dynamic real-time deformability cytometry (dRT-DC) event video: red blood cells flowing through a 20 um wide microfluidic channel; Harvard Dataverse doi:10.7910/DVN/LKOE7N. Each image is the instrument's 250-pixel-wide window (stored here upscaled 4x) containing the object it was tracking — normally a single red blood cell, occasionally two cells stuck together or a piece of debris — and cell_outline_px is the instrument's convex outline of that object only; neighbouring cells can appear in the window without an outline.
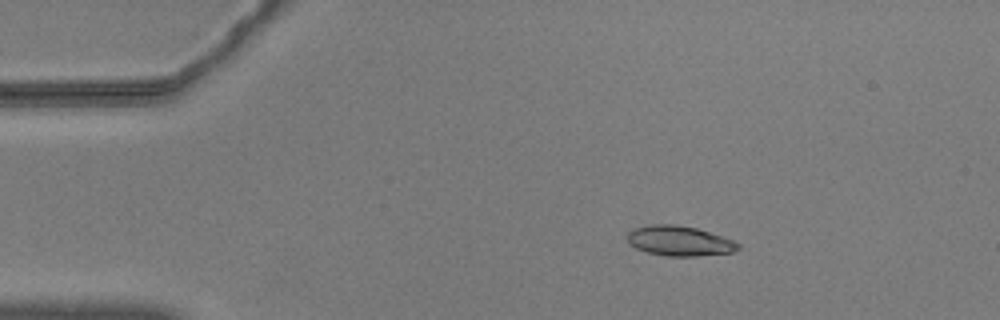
{"species": "common noctule bat (a hibernating species)", "species_latin": "Nyctalus noctula", "temperature_condition": "warm", "stored_images_in_passage": 49, "camera_frame_rate_fps": 3000, "um_per_image_px": 0.085, "animal": {"sex": "male", "body_mass_g": 20.5, "forearm_length_mm": 52.5}, "frame": {"image": 1, "passage_image": 2, "time_ms": 0.333, "image_size_px": [1000, 320], "cell_outline_px": [[740, 248], [732, 252], [696, 256], [668, 256], [648, 252], [636, 248], [628, 240], [628, 232], [636, 228], [652, 224], [676, 224], [696, 228], [732, 240], [740, 244]], "centroid_in_image_um": [57.76, 20.47], "position_along_channel_um": 27.2, "area_um2": 19.02}}
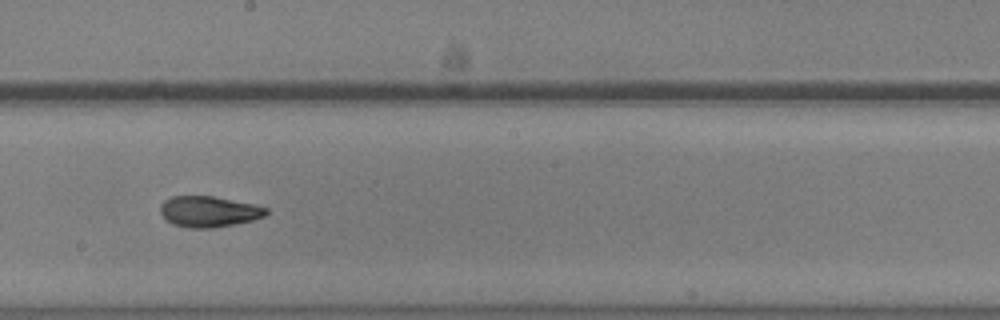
{"frame": {"image": 2, "passage_image": 24, "time_ms": 7.667, "image_size_px": [1000, 320], "cell_outline_px": [[268, 212], [264, 216], [256, 220], [212, 228], [188, 228], [172, 224], [160, 212], [160, 204], [164, 200], [172, 196], [212, 196], [256, 204], [268, 208]], "centroid_in_image_um": [17.78, 17.98], "position_along_channel_um": 230.4, "area_um2": 19.19}}
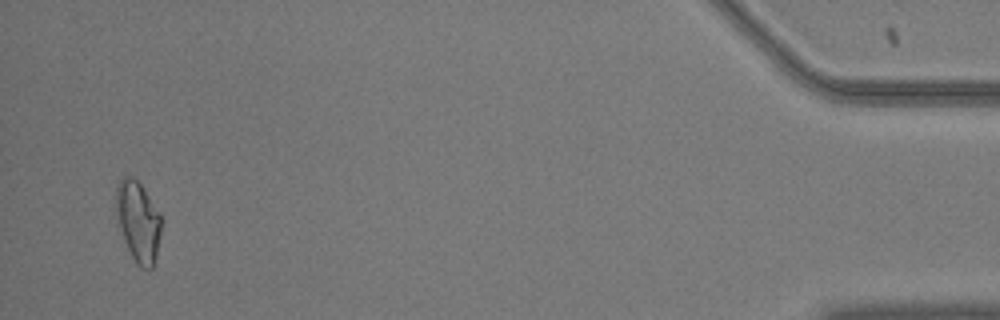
{"frame": {"image": 3, "passage_image": 47, "time_ms": 15.333, "image_size_px": [1000, 320], "cell_outline_px": [[160, 236], [156, 256], [152, 268], [140, 268], [132, 256], [116, 224], [116, 184], [124, 176], [132, 176], [140, 184], [160, 212]], "centroid_in_image_um": [11.71, 18.81], "position_along_channel_um": 423.5, "area_um2": 21.21}, "authors_computed_cell_mechanics": {"area_um2": 19.3052, "velocity_mm_per_s": 3.6051, "shape_relaxation_time_tau1_ms": 6.93, "shape_relaxation_time_tau2_ms": 2.6174, "deformation_change_tau1": 0.222, "deformation_change_tau2": 0.0935}}